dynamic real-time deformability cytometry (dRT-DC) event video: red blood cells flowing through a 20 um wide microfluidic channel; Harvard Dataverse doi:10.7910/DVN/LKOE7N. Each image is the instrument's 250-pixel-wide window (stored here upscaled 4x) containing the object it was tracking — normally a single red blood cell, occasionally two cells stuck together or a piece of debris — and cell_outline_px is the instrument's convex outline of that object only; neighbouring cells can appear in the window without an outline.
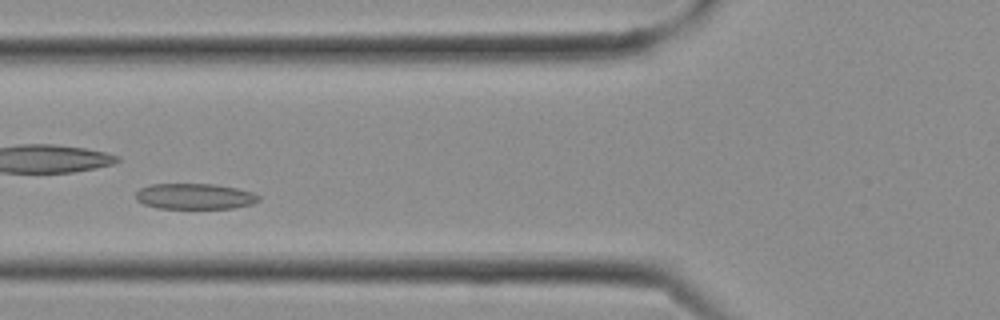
{"species": "Egyptian fruit bat (a non-hibernating species)", "species_latin": "Rousettus aegyptiacus", "temperature_condition": "cold", "stored_images_in_passage": 11, "camera_frame_rate_fps": 3000, "um_per_image_px": 0.085, "frame": {"image": 1, "passage_image": 8, "time_ms": 2.333, "image_size_px": [1000, 320], "cell_outline_px": [[260, 200], [252, 204], [232, 208], [156, 208], [144, 204], [136, 200], [136, 192], [140, 188], [152, 184], [216, 184], [236, 188], [252, 192], [260, 196]], "centroid_in_image_um": [16.55, 16.69], "position_along_channel_um": 109.2, "area_um2": 18.44}}
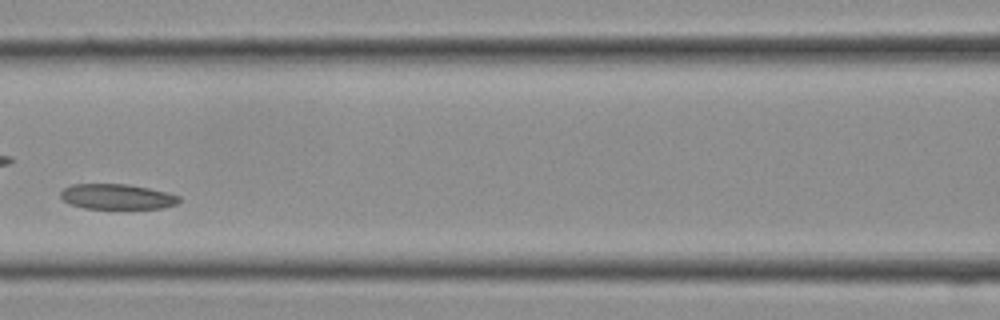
{"frame": {"image": 2, "passage_image": 10, "time_ms": 3.0, "image_size_px": [1000, 320], "cell_outline_px": [[180, 200], [176, 204], [164, 208], [84, 208], [72, 204], [64, 200], [60, 196], [60, 192], [64, 188], [72, 184], [128, 184], [168, 192], [180, 196]], "centroid_in_image_um": [9.97, 16.71], "position_along_channel_um": 156.6, "area_um2": 17.34}}